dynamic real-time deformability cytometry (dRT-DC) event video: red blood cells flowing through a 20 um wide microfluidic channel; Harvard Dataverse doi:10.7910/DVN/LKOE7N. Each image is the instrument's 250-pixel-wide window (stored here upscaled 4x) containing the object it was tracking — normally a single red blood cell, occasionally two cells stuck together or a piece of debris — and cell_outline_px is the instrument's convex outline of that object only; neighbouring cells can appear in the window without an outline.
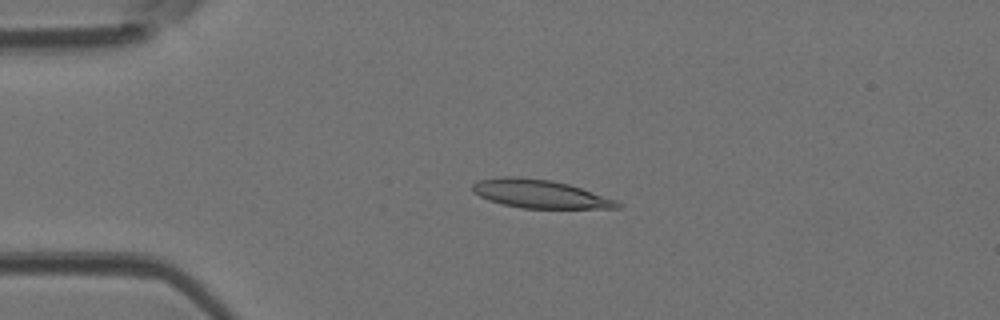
{"species": "Egyptian fruit bat (a non-hibernating species)", "species_latin": "Rousettus aegyptiacus", "temperature_condition": "room temperature", "stored_images_in_passage": 4, "camera_frame_rate_fps": 3000, "um_per_image_px": 0.085, "animal": {"sex": "female"}, "frame": {"image": 1, "passage_image": 2, "time_ms": 0.333, "image_size_px": [1000, 320], "cell_outline_px": [[624, 204], [620, 208], [520, 208], [500, 204], [488, 200], [472, 192], [472, 184], [476, 180], [504, 176], [520, 176], [552, 180], [568, 184], [616, 200]], "centroid_in_image_um": [45.84, 16.47], "position_along_channel_um": 39.2, "area_um2": 24.1}}
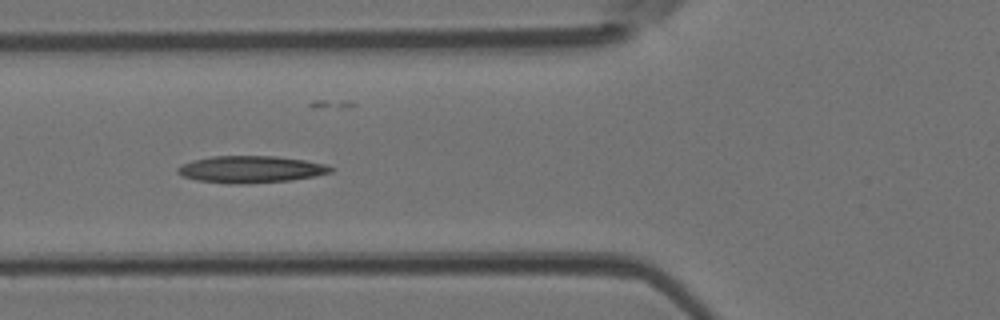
{"frame": {"image": 2, "passage_image": 4, "time_ms": 1.0, "image_size_px": [1000, 320], "cell_outline_px": [[336, 168], [332, 172], [316, 176], [292, 180], [240, 184], [196, 180], [184, 176], [176, 172], [176, 168], [180, 164], [192, 160], [212, 156], [276, 156], [304, 160], [324, 164]], "centroid_in_image_um": [21.32, 14.38], "position_along_channel_um": 104.5, "area_um2": 24.04}}